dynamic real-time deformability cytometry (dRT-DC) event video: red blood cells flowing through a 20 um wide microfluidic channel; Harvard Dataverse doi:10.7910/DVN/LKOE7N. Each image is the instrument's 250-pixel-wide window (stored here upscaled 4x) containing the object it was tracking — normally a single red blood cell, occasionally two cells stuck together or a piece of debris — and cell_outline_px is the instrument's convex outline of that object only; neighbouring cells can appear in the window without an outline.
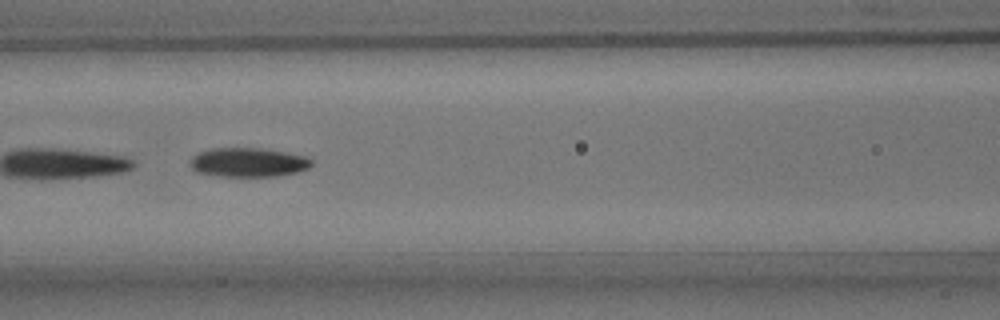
{"species": "common noctule bat (a hibernating species)", "species_latin": "Nyctalus noctula", "temperature_condition": "room temperature", "stored_images_in_passage": 8, "camera_frame_rate_fps": 3000, "um_per_image_px": 0.085, "animal": {"sex": "male", "body_mass_g": 15.6}, "frame": {"image": 1, "passage_image": 7, "time_ms": 7.0, "image_size_px": [1000, 320], "cell_outline_px": [[312, 164], [308, 168], [296, 172], [276, 176], [220, 176], [196, 172], [188, 164], [192, 156], [200, 152], [212, 148], [260, 148], [284, 152], [304, 156], [312, 160]], "centroid_in_image_um": [21.05, 13.8], "position_along_channel_um": 145.5, "area_um2": 20.52}}
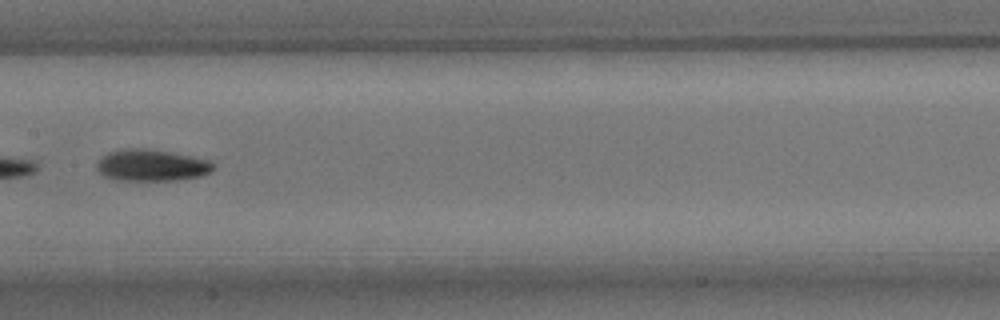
{"frame": {"image": 2, "passage_image": 8, "time_ms": 8.333, "image_size_px": [1000, 320], "cell_outline_px": [[216, 164], [212, 172], [200, 176], [176, 180], [116, 180], [104, 176], [96, 168], [96, 164], [108, 152], [124, 148], [144, 148], [168, 152], [208, 160]], "centroid_in_image_um": [12.88, 14.05], "position_along_channel_um": 194.5, "area_um2": 21.33}}